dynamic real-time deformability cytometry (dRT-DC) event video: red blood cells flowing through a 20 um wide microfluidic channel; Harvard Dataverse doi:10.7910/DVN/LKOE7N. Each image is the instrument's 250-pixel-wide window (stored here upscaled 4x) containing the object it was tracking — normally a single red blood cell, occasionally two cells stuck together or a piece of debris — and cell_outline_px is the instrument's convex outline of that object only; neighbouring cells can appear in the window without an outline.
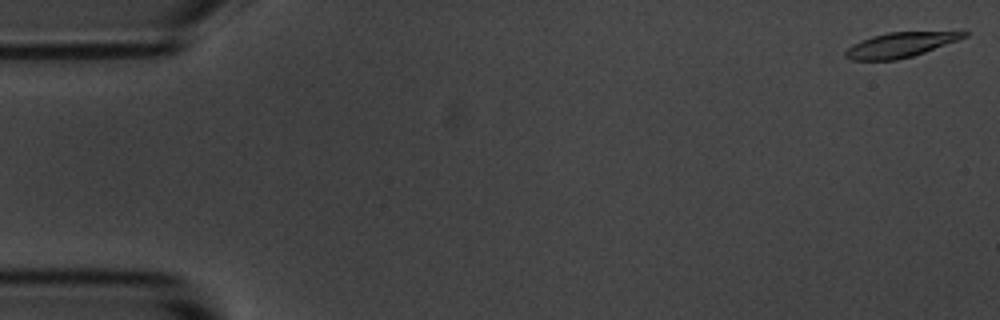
{"species": "common noctule bat (a hibernating species)", "species_latin": "Nyctalus noctula", "temperature_condition": "room temperature", "stored_images_in_passage": 15, "camera_frame_rate_fps": 3000, "um_per_image_px": 0.085, "animal": {"sex": "male", "body_mass_g": 20.1, "forearm_length_mm": 53.5}, "frame": {"image": 1, "passage_image": 1, "time_ms": 0.0, "image_size_px": [1000, 320], "cell_outline_px": [[968, 36], [924, 52], [912, 56], [896, 60], [852, 60], [844, 56], [844, 52], [852, 44], [860, 40], [872, 36], [888, 32], [968, 32]], "centroid_in_image_um": [76.45, 3.82], "position_along_channel_um": 8.6, "area_um2": 16.88}}
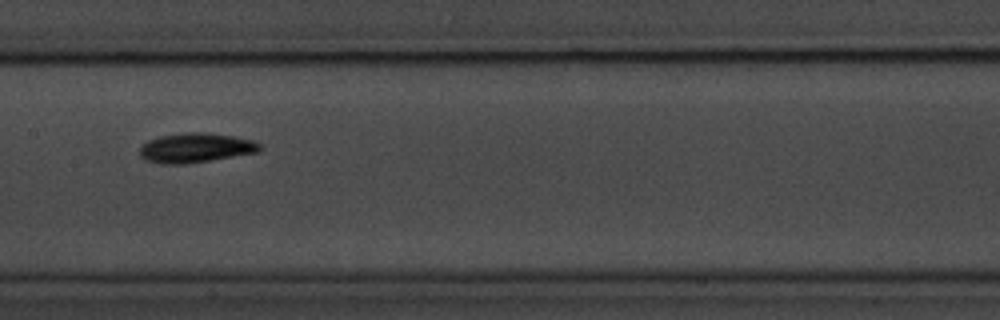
{"frame": {"image": 2, "passage_image": 8, "time_ms": 8.667, "image_size_px": [1000, 320], "cell_outline_px": [[260, 148], [256, 152], [184, 164], [160, 164], [144, 160], [140, 156], [140, 148], [148, 140], [160, 136], [184, 132], [204, 132], [232, 136], [252, 140], [260, 144]], "centroid_in_image_um": [16.56, 12.56], "position_along_channel_um": 190.8, "area_um2": 20.4}}
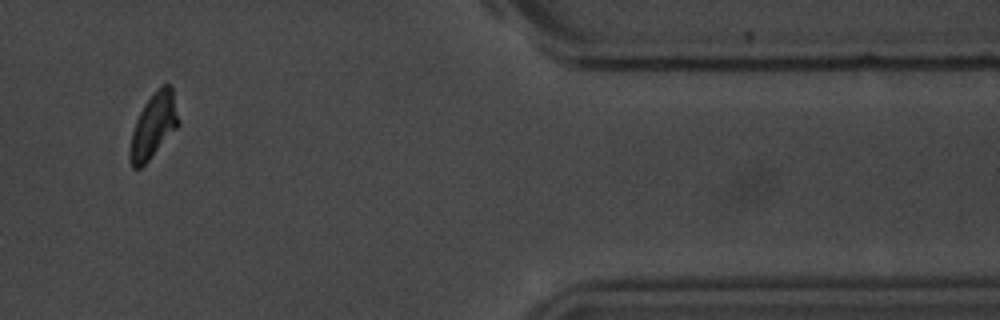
{"frame": {"image": 3, "passage_image": 13, "time_ms": 15.333, "image_size_px": [1000, 320], "cell_outline_px": [[180, 124], [148, 160], [140, 168], [132, 168], [128, 160], [128, 152], [132, 132], [136, 120], [144, 104], [164, 84], [168, 84], [172, 88], [180, 120]], "centroid_in_image_um": [13.03, 10.73], "position_along_channel_um": 398.4, "area_um2": 18.03}, "authors_computed_cell_mechanics": {"area_um2": 18.5538, "velocity_mm_per_s": 3.6706, "shape_relaxation_time_tau1_ms": 1.6677, "shape_relaxation_time_tau2_ms": null, "deformation_change_tau1": 0.1039, "deformation_change_tau2": null}}